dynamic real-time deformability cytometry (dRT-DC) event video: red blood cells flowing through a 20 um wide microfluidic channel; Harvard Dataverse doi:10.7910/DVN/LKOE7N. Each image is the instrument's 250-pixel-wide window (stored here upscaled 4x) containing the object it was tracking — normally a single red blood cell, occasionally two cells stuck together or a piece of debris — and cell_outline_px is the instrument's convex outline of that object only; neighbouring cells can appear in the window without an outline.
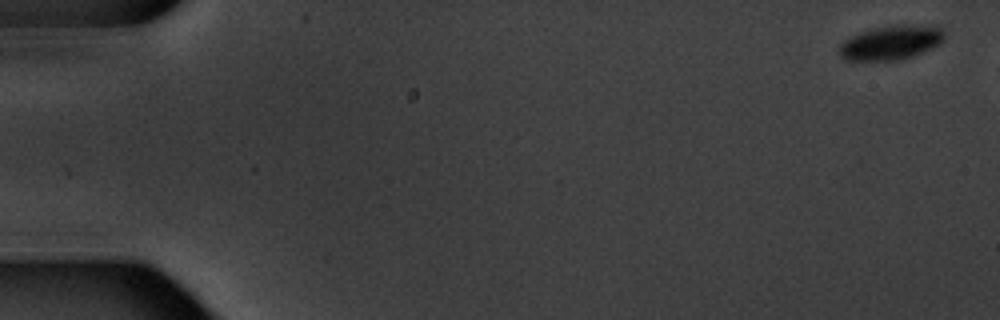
{"species": "common noctule bat (a hibernating species)", "species_latin": "Nyctalus noctula", "temperature_condition": "warm", "stored_images_in_passage": 3, "camera_frame_rate_fps": 3000, "um_per_image_px": 0.085, "animal": {"sex": "male", "body_mass_g": 20.1, "forearm_length_mm": 53.5}, "frame": {"image": 1, "passage_image": 1, "time_ms": 0.0, "image_size_px": [1000, 320], "cell_outline_px": [[944, 40], [940, 44], [912, 56], [900, 60], [848, 60], [840, 56], [840, 44], [848, 36], [860, 32], [876, 28], [904, 24], [936, 24], [944, 32]], "centroid_in_image_um": [75.78, 3.6], "position_along_channel_um": 9.2, "area_um2": 21.1}}